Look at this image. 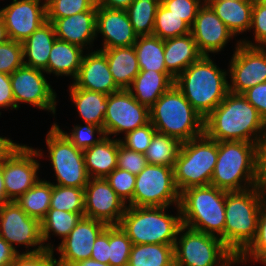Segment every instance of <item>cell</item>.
Masks as SVG:
<instances>
[{
    "mask_svg": "<svg viewBox=\"0 0 266 266\" xmlns=\"http://www.w3.org/2000/svg\"><path fill=\"white\" fill-rule=\"evenodd\" d=\"M265 128V121L243 94L231 92L204 118V133L218 142L257 143Z\"/></svg>",
    "mask_w": 266,
    "mask_h": 266,
    "instance_id": "obj_1",
    "label": "cell"
},
{
    "mask_svg": "<svg viewBox=\"0 0 266 266\" xmlns=\"http://www.w3.org/2000/svg\"><path fill=\"white\" fill-rule=\"evenodd\" d=\"M228 73L210 56L190 64L174 81L192 107L206 118L229 93Z\"/></svg>",
    "mask_w": 266,
    "mask_h": 266,
    "instance_id": "obj_2",
    "label": "cell"
},
{
    "mask_svg": "<svg viewBox=\"0 0 266 266\" xmlns=\"http://www.w3.org/2000/svg\"><path fill=\"white\" fill-rule=\"evenodd\" d=\"M266 190L226 191L224 244L238 257L255 239Z\"/></svg>",
    "mask_w": 266,
    "mask_h": 266,
    "instance_id": "obj_3",
    "label": "cell"
},
{
    "mask_svg": "<svg viewBox=\"0 0 266 266\" xmlns=\"http://www.w3.org/2000/svg\"><path fill=\"white\" fill-rule=\"evenodd\" d=\"M256 144L246 141L218 142V156L210 185L228 192L258 186Z\"/></svg>",
    "mask_w": 266,
    "mask_h": 266,
    "instance_id": "obj_4",
    "label": "cell"
},
{
    "mask_svg": "<svg viewBox=\"0 0 266 266\" xmlns=\"http://www.w3.org/2000/svg\"><path fill=\"white\" fill-rule=\"evenodd\" d=\"M150 122L160 134L181 143L204 134V117L174 84L150 108Z\"/></svg>",
    "mask_w": 266,
    "mask_h": 266,
    "instance_id": "obj_5",
    "label": "cell"
},
{
    "mask_svg": "<svg viewBox=\"0 0 266 266\" xmlns=\"http://www.w3.org/2000/svg\"><path fill=\"white\" fill-rule=\"evenodd\" d=\"M226 191L213 185L188 188L180 193L182 225L218 236L224 243Z\"/></svg>",
    "mask_w": 266,
    "mask_h": 266,
    "instance_id": "obj_6",
    "label": "cell"
},
{
    "mask_svg": "<svg viewBox=\"0 0 266 266\" xmlns=\"http://www.w3.org/2000/svg\"><path fill=\"white\" fill-rule=\"evenodd\" d=\"M168 207L127 206L119 226L127 234L132 245L165 244L174 245L182 226L181 211L177 215L165 212Z\"/></svg>",
    "mask_w": 266,
    "mask_h": 266,
    "instance_id": "obj_7",
    "label": "cell"
},
{
    "mask_svg": "<svg viewBox=\"0 0 266 266\" xmlns=\"http://www.w3.org/2000/svg\"><path fill=\"white\" fill-rule=\"evenodd\" d=\"M218 156V141L205 133L181 144L174 165V181L182 191L210 185Z\"/></svg>",
    "mask_w": 266,
    "mask_h": 266,
    "instance_id": "obj_8",
    "label": "cell"
},
{
    "mask_svg": "<svg viewBox=\"0 0 266 266\" xmlns=\"http://www.w3.org/2000/svg\"><path fill=\"white\" fill-rule=\"evenodd\" d=\"M236 263L237 256L218 236L184 225L179 229L174 244L175 266H232Z\"/></svg>",
    "mask_w": 266,
    "mask_h": 266,
    "instance_id": "obj_9",
    "label": "cell"
},
{
    "mask_svg": "<svg viewBox=\"0 0 266 266\" xmlns=\"http://www.w3.org/2000/svg\"><path fill=\"white\" fill-rule=\"evenodd\" d=\"M46 145L55 171V185L84 189L90 177L83 150L74 146L54 124L46 135Z\"/></svg>",
    "mask_w": 266,
    "mask_h": 266,
    "instance_id": "obj_10",
    "label": "cell"
},
{
    "mask_svg": "<svg viewBox=\"0 0 266 266\" xmlns=\"http://www.w3.org/2000/svg\"><path fill=\"white\" fill-rule=\"evenodd\" d=\"M180 192L174 181L173 167L147 164L136 176L133 199L128 206H179Z\"/></svg>",
    "mask_w": 266,
    "mask_h": 266,
    "instance_id": "obj_11",
    "label": "cell"
},
{
    "mask_svg": "<svg viewBox=\"0 0 266 266\" xmlns=\"http://www.w3.org/2000/svg\"><path fill=\"white\" fill-rule=\"evenodd\" d=\"M41 150L27 145L17 144L2 162V172L5 190L11 201L17 200L39 180L37 176L40 163L35 159L41 158Z\"/></svg>",
    "mask_w": 266,
    "mask_h": 266,
    "instance_id": "obj_12",
    "label": "cell"
},
{
    "mask_svg": "<svg viewBox=\"0 0 266 266\" xmlns=\"http://www.w3.org/2000/svg\"><path fill=\"white\" fill-rule=\"evenodd\" d=\"M0 236L16 251L14 244L27 247L23 253H38L46 249L41 238L40 221L29 216L15 201L0 208Z\"/></svg>",
    "mask_w": 266,
    "mask_h": 266,
    "instance_id": "obj_13",
    "label": "cell"
},
{
    "mask_svg": "<svg viewBox=\"0 0 266 266\" xmlns=\"http://www.w3.org/2000/svg\"><path fill=\"white\" fill-rule=\"evenodd\" d=\"M150 122V109L140 104L128 91L121 89L107 97V112L104 118L105 135H124Z\"/></svg>",
    "mask_w": 266,
    "mask_h": 266,
    "instance_id": "obj_14",
    "label": "cell"
},
{
    "mask_svg": "<svg viewBox=\"0 0 266 266\" xmlns=\"http://www.w3.org/2000/svg\"><path fill=\"white\" fill-rule=\"evenodd\" d=\"M229 67L231 93L243 94L266 82V47L245 46L237 41Z\"/></svg>",
    "mask_w": 266,
    "mask_h": 266,
    "instance_id": "obj_15",
    "label": "cell"
},
{
    "mask_svg": "<svg viewBox=\"0 0 266 266\" xmlns=\"http://www.w3.org/2000/svg\"><path fill=\"white\" fill-rule=\"evenodd\" d=\"M43 73V70L23 65L10 74L15 109L21 102L56 113L57 95Z\"/></svg>",
    "mask_w": 266,
    "mask_h": 266,
    "instance_id": "obj_16",
    "label": "cell"
},
{
    "mask_svg": "<svg viewBox=\"0 0 266 266\" xmlns=\"http://www.w3.org/2000/svg\"><path fill=\"white\" fill-rule=\"evenodd\" d=\"M127 204L111 188L105 178H90L84 188V216L119 225Z\"/></svg>",
    "mask_w": 266,
    "mask_h": 266,
    "instance_id": "obj_17",
    "label": "cell"
},
{
    "mask_svg": "<svg viewBox=\"0 0 266 266\" xmlns=\"http://www.w3.org/2000/svg\"><path fill=\"white\" fill-rule=\"evenodd\" d=\"M0 9L10 40L25 41L47 21L46 0H12ZM41 3V4H40Z\"/></svg>",
    "mask_w": 266,
    "mask_h": 266,
    "instance_id": "obj_18",
    "label": "cell"
},
{
    "mask_svg": "<svg viewBox=\"0 0 266 266\" xmlns=\"http://www.w3.org/2000/svg\"><path fill=\"white\" fill-rule=\"evenodd\" d=\"M106 227L104 222L83 216L57 247L59 266H72L89 259L95 239Z\"/></svg>",
    "mask_w": 266,
    "mask_h": 266,
    "instance_id": "obj_19",
    "label": "cell"
},
{
    "mask_svg": "<svg viewBox=\"0 0 266 266\" xmlns=\"http://www.w3.org/2000/svg\"><path fill=\"white\" fill-rule=\"evenodd\" d=\"M191 34L203 56L218 53L224 49L230 39L235 37L206 2L197 12L191 26Z\"/></svg>",
    "mask_w": 266,
    "mask_h": 266,
    "instance_id": "obj_20",
    "label": "cell"
},
{
    "mask_svg": "<svg viewBox=\"0 0 266 266\" xmlns=\"http://www.w3.org/2000/svg\"><path fill=\"white\" fill-rule=\"evenodd\" d=\"M103 35L101 49L130 47L137 40L126 10L97 7L96 34Z\"/></svg>",
    "mask_w": 266,
    "mask_h": 266,
    "instance_id": "obj_21",
    "label": "cell"
},
{
    "mask_svg": "<svg viewBox=\"0 0 266 266\" xmlns=\"http://www.w3.org/2000/svg\"><path fill=\"white\" fill-rule=\"evenodd\" d=\"M72 84L76 88L106 95L121 90L114 82L107 58L101 50L84 54L78 75Z\"/></svg>",
    "mask_w": 266,
    "mask_h": 266,
    "instance_id": "obj_22",
    "label": "cell"
},
{
    "mask_svg": "<svg viewBox=\"0 0 266 266\" xmlns=\"http://www.w3.org/2000/svg\"><path fill=\"white\" fill-rule=\"evenodd\" d=\"M97 10H88L65 18H58L52 24L57 39L85 48L96 39Z\"/></svg>",
    "mask_w": 266,
    "mask_h": 266,
    "instance_id": "obj_23",
    "label": "cell"
},
{
    "mask_svg": "<svg viewBox=\"0 0 266 266\" xmlns=\"http://www.w3.org/2000/svg\"><path fill=\"white\" fill-rule=\"evenodd\" d=\"M174 81L175 77L170 72L140 71L128 91L140 104L150 109L174 85Z\"/></svg>",
    "mask_w": 266,
    "mask_h": 266,
    "instance_id": "obj_24",
    "label": "cell"
},
{
    "mask_svg": "<svg viewBox=\"0 0 266 266\" xmlns=\"http://www.w3.org/2000/svg\"><path fill=\"white\" fill-rule=\"evenodd\" d=\"M56 39L53 24L46 21L22 42L24 65L47 73L49 54Z\"/></svg>",
    "mask_w": 266,
    "mask_h": 266,
    "instance_id": "obj_25",
    "label": "cell"
},
{
    "mask_svg": "<svg viewBox=\"0 0 266 266\" xmlns=\"http://www.w3.org/2000/svg\"><path fill=\"white\" fill-rule=\"evenodd\" d=\"M205 2L234 36L250 30L254 0H205Z\"/></svg>",
    "mask_w": 266,
    "mask_h": 266,
    "instance_id": "obj_26",
    "label": "cell"
},
{
    "mask_svg": "<svg viewBox=\"0 0 266 266\" xmlns=\"http://www.w3.org/2000/svg\"><path fill=\"white\" fill-rule=\"evenodd\" d=\"M202 56L191 33L164 40L165 66L175 78Z\"/></svg>",
    "mask_w": 266,
    "mask_h": 266,
    "instance_id": "obj_27",
    "label": "cell"
},
{
    "mask_svg": "<svg viewBox=\"0 0 266 266\" xmlns=\"http://www.w3.org/2000/svg\"><path fill=\"white\" fill-rule=\"evenodd\" d=\"M118 139L105 136L98 144L83 150L90 178H106L117 168Z\"/></svg>",
    "mask_w": 266,
    "mask_h": 266,
    "instance_id": "obj_28",
    "label": "cell"
},
{
    "mask_svg": "<svg viewBox=\"0 0 266 266\" xmlns=\"http://www.w3.org/2000/svg\"><path fill=\"white\" fill-rule=\"evenodd\" d=\"M106 58L116 85L120 89H128L140 72L134 46L99 49Z\"/></svg>",
    "mask_w": 266,
    "mask_h": 266,
    "instance_id": "obj_29",
    "label": "cell"
},
{
    "mask_svg": "<svg viewBox=\"0 0 266 266\" xmlns=\"http://www.w3.org/2000/svg\"><path fill=\"white\" fill-rule=\"evenodd\" d=\"M83 53V48L56 39L49 54L47 74L71 76L74 80L78 75Z\"/></svg>",
    "mask_w": 266,
    "mask_h": 266,
    "instance_id": "obj_30",
    "label": "cell"
},
{
    "mask_svg": "<svg viewBox=\"0 0 266 266\" xmlns=\"http://www.w3.org/2000/svg\"><path fill=\"white\" fill-rule=\"evenodd\" d=\"M70 99L75 104L79 116L86 123L104 126V118L107 112L108 95L90 91L87 89L76 88L73 84L69 87Z\"/></svg>",
    "mask_w": 266,
    "mask_h": 266,
    "instance_id": "obj_31",
    "label": "cell"
},
{
    "mask_svg": "<svg viewBox=\"0 0 266 266\" xmlns=\"http://www.w3.org/2000/svg\"><path fill=\"white\" fill-rule=\"evenodd\" d=\"M133 46L140 71L169 72L164 61V40L154 35L139 36Z\"/></svg>",
    "mask_w": 266,
    "mask_h": 266,
    "instance_id": "obj_32",
    "label": "cell"
},
{
    "mask_svg": "<svg viewBox=\"0 0 266 266\" xmlns=\"http://www.w3.org/2000/svg\"><path fill=\"white\" fill-rule=\"evenodd\" d=\"M83 216L84 213L49 209L46 216L40 221L41 238L45 248L55 250L53 244H45L51 238V232H53V235L60 236L64 240Z\"/></svg>",
    "mask_w": 266,
    "mask_h": 266,
    "instance_id": "obj_33",
    "label": "cell"
},
{
    "mask_svg": "<svg viewBox=\"0 0 266 266\" xmlns=\"http://www.w3.org/2000/svg\"><path fill=\"white\" fill-rule=\"evenodd\" d=\"M128 266H175L174 245H132Z\"/></svg>",
    "mask_w": 266,
    "mask_h": 266,
    "instance_id": "obj_34",
    "label": "cell"
},
{
    "mask_svg": "<svg viewBox=\"0 0 266 266\" xmlns=\"http://www.w3.org/2000/svg\"><path fill=\"white\" fill-rule=\"evenodd\" d=\"M52 183L39 179L38 182L15 202L31 217L41 221L50 209Z\"/></svg>",
    "mask_w": 266,
    "mask_h": 266,
    "instance_id": "obj_35",
    "label": "cell"
},
{
    "mask_svg": "<svg viewBox=\"0 0 266 266\" xmlns=\"http://www.w3.org/2000/svg\"><path fill=\"white\" fill-rule=\"evenodd\" d=\"M181 144L174 137L156 132L144 153L147 163L174 168Z\"/></svg>",
    "mask_w": 266,
    "mask_h": 266,
    "instance_id": "obj_36",
    "label": "cell"
},
{
    "mask_svg": "<svg viewBox=\"0 0 266 266\" xmlns=\"http://www.w3.org/2000/svg\"><path fill=\"white\" fill-rule=\"evenodd\" d=\"M160 0H134L126 10L135 34L153 35L155 16Z\"/></svg>",
    "mask_w": 266,
    "mask_h": 266,
    "instance_id": "obj_37",
    "label": "cell"
},
{
    "mask_svg": "<svg viewBox=\"0 0 266 266\" xmlns=\"http://www.w3.org/2000/svg\"><path fill=\"white\" fill-rule=\"evenodd\" d=\"M189 33H191V27L160 3L156 11L153 35L166 40Z\"/></svg>",
    "mask_w": 266,
    "mask_h": 266,
    "instance_id": "obj_38",
    "label": "cell"
},
{
    "mask_svg": "<svg viewBox=\"0 0 266 266\" xmlns=\"http://www.w3.org/2000/svg\"><path fill=\"white\" fill-rule=\"evenodd\" d=\"M50 209L84 213V189L55 185L52 182Z\"/></svg>",
    "mask_w": 266,
    "mask_h": 266,
    "instance_id": "obj_39",
    "label": "cell"
},
{
    "mask_svg": "<svg viewBox=\"0 0 266 266\" xmlns=\"http://www.w3.org/2000/svg\"><path fill=\"white\" fill-rule=\"evenodd\" d=\"M248 261H254V263L258 262L262 265H266V197L261 204L255 239L237 257L238 265L241 263H244L245 265Z\"/></svg>",
    "mask_w": 266,
    "mask_h": 266,
    "instance_id": "obj_40",
    "label": "cell"
},
{
    "mask_svg": "<svg viewBox=\"0 0 266 266\" xmlns=\"http://www.w3.org/2000/svg\"><path fill=\"white\" fill-rule=\"evenodd\" d=\"M132 242L119 225L109 226V264L128 266Z\"/></svg>",
    "mask_w": 266,
    "mask_h": 266,
    "instance_id": "obj_41",
    "label": "cell"
},
{
    "mask_svg": "<svg viewBox=\"0 0 266 266\" xmlns=\"http://www.w3.org/2000/svg\"><path fill=\"white\" fill-rule=\"evenodd\" d=\"M88 10H97L96 0H46L47 21L51 23Z\"/></svg>",
    "mask_w": 266,
    "mask_h": 266,
    "instance_id": "obj_42",
    "label": "cell"
},
{
    "mask_svg": "<svg viewBox=\"0 0 266 266\" xmlns=\"http://www.w3.org/2000/svg\"><path fill=\"white\" fill-rule=\"evenodd\" d=\"M54 125L69 139L74 146L82 150L98 144L106 136L103 128L91 123L85 122L84 126L75 125L70 134L60 129L59 125L56 123H54ZM95 133L98 134V138L94 137Z\"/></svg>",
    "mask_w": 266,
    "mask_h": 266,
    "instance_id": "obj_43",
    "label": "cell"
},
{
    "mask_svg": "<svg viewBox=\"0 0 266 266\" xmlns=\"http://www.w3.org/2000/svg\"><path fill=\"white\" fill-rule=\"evenodd\" d=\"M23 47L21 42L8 40L0 44V72L12 74L23 66Z\"/></svg>",
    "mask_w": 266,
    "mask_h": 266,
    "instance_id": "obj_44",
    "label": "cell"
},
{
    "mask_svg": "<svg viewBox=\"0 0 266 266\" xmlns=\"http://www.w3.org/2000/svg\"><path fill=\"white\" fill-rule=\"evenodd\" d=\"M105 179L125 203L133 199L136 181L135 175L127 170L116 168Z\"/></svg>",
    "mask_w": 266,
    "mask_h": 266,
    "instance_id": "obj_45",
    "label": "cell"
},
{
    "mask_svg": "<svg viewBox=\"0 0 266 266\" xmlns=\"http://www.w3.org/2000/svg\"><path fill=\"white\" fill-rule=\"evenodd\" d=\"M156 132L154 126L149 122L126 133L124 139L119 140L126 148L144 154Z\"/></svg>",
    "mask_w": 266,
    "mask_h": 266,
    "instance_id": "obj_46",
    "label": "cell"
},
{
    "mask_svg": "<svg viewBox=\"0 0 266 266\" xmlns=\"http://www.w3.org/2000/svg\"><path fill=\"white\" fill-rule=\"evenodd\" d=\"M250 29H254L255 42L252 43L251 41L244 39L240 40V43L250 47H266V8L257 0H254L252 8Z\"/></svg>",
    "mask_w": 266,
    "mask_h": 266,
    "instance_id": "obj_47",
    "label": "cell"
},
{
    "mask_svg": "<svg viewBox=\"0 0 266 266\" xmlns=\"http://www.w3.org/2000/svg\"><path fill=\"white\" fill-rule=\"evenodd\" d=\"M205 0H160V3L176 16H179L190 27L196 19L199 8Z\"/></svg>",
    "mask_w": 266,
    "mask_h": 266,
    "instance_id": "obj_48",
    "label": "cell"
},
{
    "mask_svg": "<svg viewBox=\"0 0 266 266\" xmlns=\"http://www.w3.org/2000/svg\"><path fill=\"white\" fill-rule=\"evenodd\" d=\"M143 153L135 152L123 146L118 138L117 168L127 170L137 176L147 165Z\"/></svg>",
    "mask_w": 266,
    "mask_h": 266,
    "instance_id": "obj_49",
    "label": "cell"
},
{
    "mask_svg": "<svg viewBox=\"0 0 266 266\" xmlns=\"http://www.w3.org/2000/svg\"><path fill=\"white\" fill-rule=\"evenodd\" d=\"M54 250L45 249L38 253H19L10 266H59Z\"/></svg>",
    "mask_w": 266,
    "mask_h": 266,
    "instance_id": "obj_50",
    "label": "cell"
},
{
    "mask_svg": "<svg viewBox=\"0 0 266 266\" xmlns=\"http://www.w3.org/2000/svg\"><path fill=\"white\" fill-rule=\"evenodd\" d=\"M247 101L259 112L266 123V82L257 84L243 93Z\"/></svg>",
    "mask_w": 266,
    "mask_h": 266,
    "instance_id": "obj_51",
    "label": "cell"
},
{
    "mask_svg": "<svg viewBox=\"0 0 266 266\" xmlns=\"http://www.w3.org/2000/svg\"><path fill=\"white\" fill-rule=\"evenodd\" d=\"M90 258L100 263L109 264V226L95 239Z\"/></svg>",
    "mask_w": 266,
    "mask_h": 266,
    "instance_id": "obj_52",
    "label": "cell"
},
{
    "mask_svg": "<svg viewBox=\"0 0 266 266\" xmlns=\"http://www.w3.org/2000/svg\"><path fill=\"white\" fill-rule=\"evenodd\" d=\"M257 176L259 185L266 190V128L257 142Z\"/></svg>",
    "mask_w": 266,
    "mask_h": 266,
    "instance_id": "obj_53",
    "label": "cell"
},
{
    "mask_svg": "<svg viewBox=\"0 0 266 266\" xmlns=\"http://www.w3.org/2000/svg\"><path fill=\"white\" fill-rule=\"evenodd\" d=\"M15 109V99L12 92L10 75L0 72V109Z\"/></svg>",
    "mask_w": 266,
    "mask_h": 266,
    "instance_id": "obj_54",
    "label": "cell"
},
{
    "mask_svg": "<svg viewBox=\"0 0 266 266\" xmlns=\"http://www.w3.org/2000/svg\"><path fill=\"white\" fill-rule=\"evenodd\" d=\"M19 251L13 249L10 244L0 236V264L11 263Z\"/></svg>",
    "mask_w": 266,
    "mask_h": 266,
    "instance_id": "obj_55",
    "label": "cell"
},
{
    "mask_svg": "<svg viewBox=\"0 0 266 266\" xmlns=\"http://www.w3.org/2000/svg\"><path fill=\"white\" fill-rule=\"evenodd\" d=\"M134 0H96L97 7L127 10Z\"/></svg>",
    "mask_w": 266,
    "mask_h": 266,
    "instance_id": "obj_56",
    "label": "cell"
},
{
    "mask_svg": "<svg viewBox=\"0 0 266 266\" xmlns=\"http://www.w3.org/2000/svg\"><path fill=\"white\" fill-rule=\"evenodd\" d=\"M17 144L10 138L0 136V164Z\"/></svg>",
    "mask_w": 266,
    "mask_h": 266,
    "instance_id": "obj_57",
    "label": "cell"
},
{
    "mask_svg": "<svg viewBox=\"0 0 266 266\" xmlns=\"http://www.w3.org/2000/svg\"><path fill=\"white\" fill-rule=\"evenodd\" d=\"M11 200L8 198L4 185V178L2 172V163L0 164V208L9 203Z\"/></svg>",
    "mask_w": 266,
    "mask_h": 266,
    "instance_id": "obj_58",
    "label": "cell"
},
{
    "mask_svg": "<svg viewBox=\"0 0 266 266\" xmlns=\"http://www.w3.org/2000/svg\"><path fill=\"white\" fill-rule=\"evenodd\" d=\"M72 266H111L110 264L100 263L94 259H85L81 260L79 262H76Z\"/></svg>",
    "mask_w": 266,
    "mask_h": 266,
    "instance_id": "obj_59",
    "label": "cell"
},
{
    "mask_svg": "<svg viewBox=\"0 0 266 266\" xmlns=\"http://www.w3.org/2000/svg\"><path fill=\"white\" fill-rule=\"evenodd\" d=\"M9 40L6 26L2 17L0 16V44L5 43Z\"/></svg>",
    "mask_w": 266,
    "mask_h": 266,
    "instance_id": "obj_60",
    "label": "cell"
},
{
    "mask_svg": "<svg viewBox=\"0 0 266 266\" xmlns=\"http://www.w3.org/2000/svg\"><path fill=\"white\" fill-rule=\"evenodd\" d=\"M263 7L266 8V0H257Z\"/></svg>",
    "mask_w": 266,
    "mask_h": 266,
    "instance_id": "obj_61",
    "label": "cell"
},
{
    "mask_svg": "<svg viewBox=\"0 0 266 266\" xmlns=\"http://www.w3.org/2000/svg\"><path fill=\"white\" fill-rule=\"evenodd\" d=\"M0 266H10V263L0 264Z\"/></svg>",
    "mask_w": 266,
    "mask_h": 266,
    "instance_id": "obj_62",
    "label": "cell"
}]
</instances>
